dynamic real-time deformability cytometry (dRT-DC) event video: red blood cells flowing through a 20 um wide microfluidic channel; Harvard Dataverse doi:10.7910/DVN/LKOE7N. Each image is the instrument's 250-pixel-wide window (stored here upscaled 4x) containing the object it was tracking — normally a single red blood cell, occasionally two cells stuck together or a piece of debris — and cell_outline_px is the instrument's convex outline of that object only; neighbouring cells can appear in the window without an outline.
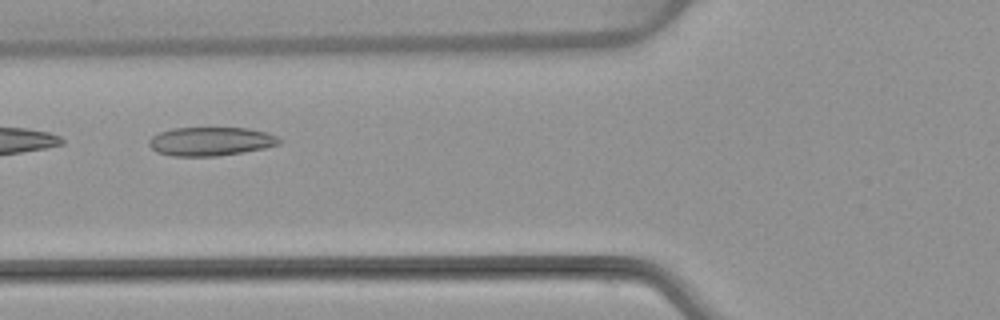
{"species": "common noctule bat (a hibernating species)", "species_latin": "Nyctalus noctula", "temperature_condition": "warm", "stored_images_in_passage": 6, "camera_frame_rate_fps": 3000, "um_per_image_px": 0.085, "animal": {"sex": "female", "body_mass_g": 22.7, "forearm_length_mm": 54.2}, "frame": {"image": 1, "passage_image": 4, "time_ms": 3.667, "image_size_px": [1000, 320], "cell_outline_px": [[280, 144], [264, 148], [216, 156], [172, 156], [156, 152], [148, 144], [148, 140], [152, 136], [160, 132], [172, 128], [248, 128], [268, 132], [276, 136], [280, 140]], "centroid_in_image_um": [17.88, 12.01], "position_along_channel_um": 107.9, "area_um2": 21.73}}
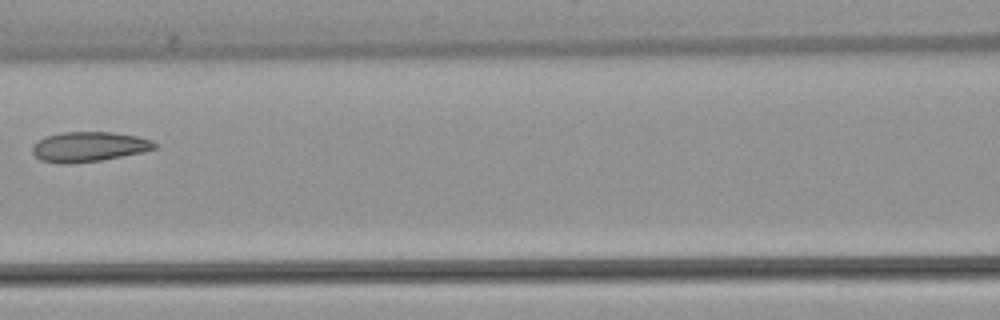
{"frame": {"image": 2, "passage_image": 5, "time_ms": 5.0, "image_size_px": [1000, 320], "cell_outline_px": [[156, 148], [144, 152], [100, 160], [68, 164], [56, 164], [40, 160], [32, 152], [32, 148], [36, 140], [48, 136], [64, 132], [112, 132], [136, 136], [152, 140], [156, 144]], "centroid_in_image_um": [7.53, 12.48], "position_along_channel_um": 159.1, "area_um2": 21.33}}
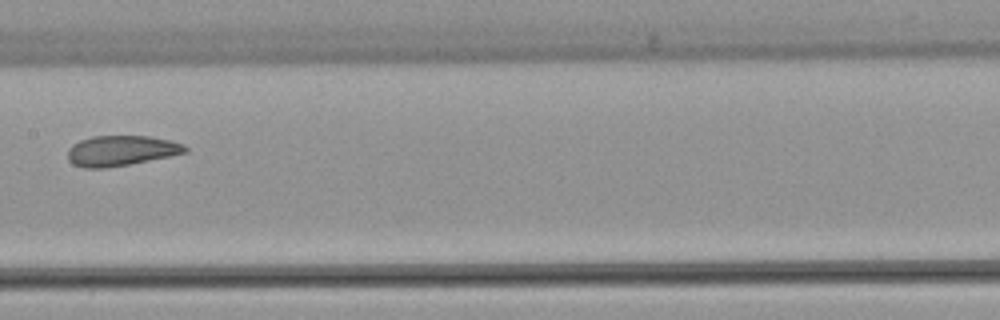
{"frame": {"image": 3, "passage_image": 6, "time_ms": 6.0, "image_size_px": [1000, 320], "cell_outline_px": [[188, 152], [108, 168], [84, 168], [72, 164], [68, 160], [68, 148], [72, 144], [80, 140], [92, 136], [148, 136], [172, 140], [184, 144], [188, 148]], "centroid_in_image_um": [10.28, 12.8], "position_along_channel_um": 197.1, "area_um2": 20.81}}